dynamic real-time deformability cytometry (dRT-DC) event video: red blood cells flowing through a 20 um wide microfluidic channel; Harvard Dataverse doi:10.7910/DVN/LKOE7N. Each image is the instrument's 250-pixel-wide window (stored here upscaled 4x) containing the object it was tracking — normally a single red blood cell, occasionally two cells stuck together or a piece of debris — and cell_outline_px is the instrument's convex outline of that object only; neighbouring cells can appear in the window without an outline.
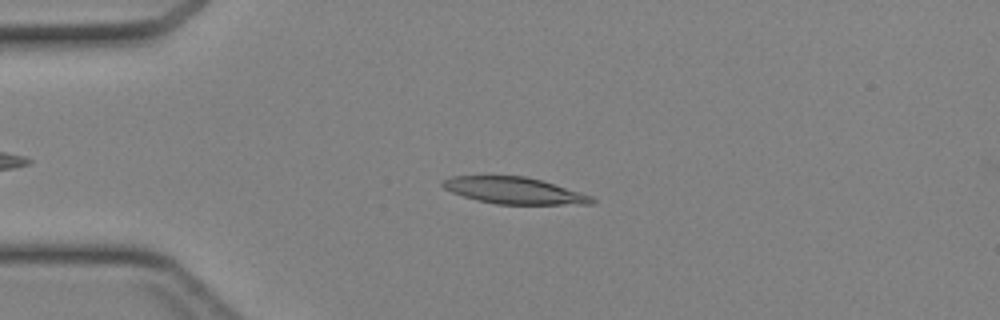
{"species": "Egyptian fruit bat (a non-hibernating species)", "species_latin": "Rousettus aegyptiacus", "temperature_condition": "cold", "stored_images_in_passage": 38, "camera_frame_rate_fps": 3000, "um_per_image_px": 0.085, "animal": {"sex": "female"}, "frame": {"image": 1, "passage_image": 9, "time_ms": 2.667, "image_size_px": [1000, 320], "cell_outline_px": [[596, 204], [496, 204], [476, 200], [452, 192], [444, 188], [440, 184], [440, 180], [452, 176], [524, 176], [540, 180], [580, 192], [592, 196], [596, 200]], "centroid_in_image_um": [43.68, 16.2], "position_along_channel_um": 41.3, "area_um2": 23.06}}
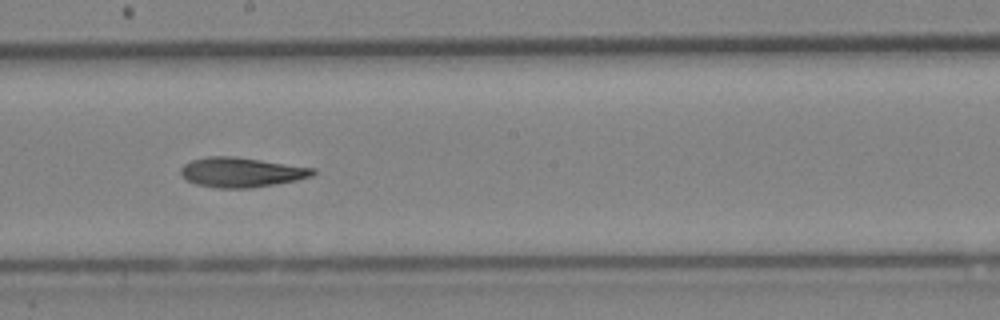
{"frame": {"image": 2, "passage_image": 23, "time_ms": 7.333, "image_size_px": [1000, 320], "cell_outline_px": [[316, 172], [312, 176], [296, 180], [248, 188], [216, 188], [196, 184], [188, 180], [180, 172], [180, 168], [184, 164], [192, 160], [208, 156], [236, 156], [316, 168]], "centroid_in_image_um": [20.52, 14.63], "position_along_channel_um": 227.7, "area_um2": 22.83}}
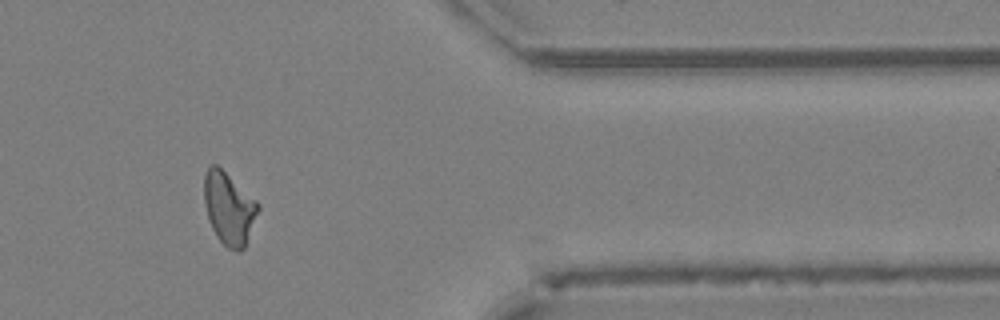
{"frame": {"image": 3, "passage_image": 35, "time_ms": 11.333, "image_size_px": [1000, 320], "cell_outline_px": [[260, 208], [244, 248], [240, 252], [236, 252], [228, 248], [216, 236], [212, 228], [204, 204], [204, 176], [208, 164], [216, 164], [256, 200], [260, 204]], "centroid_in_image_um": [19.46, 17.71], "position_along_channel_um": 391.9, "area_um2": 22.66}}